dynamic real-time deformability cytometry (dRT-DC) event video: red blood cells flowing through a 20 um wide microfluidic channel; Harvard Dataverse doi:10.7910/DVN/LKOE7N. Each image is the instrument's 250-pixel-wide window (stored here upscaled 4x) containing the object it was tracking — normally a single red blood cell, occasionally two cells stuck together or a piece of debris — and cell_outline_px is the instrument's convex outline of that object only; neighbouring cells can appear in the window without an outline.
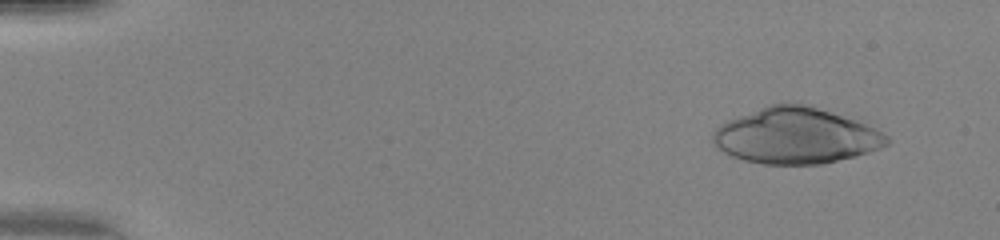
{"species": "human", "species_latin": "Homo sapiens", "temperature_condition": "warm", "stored_images_in_passage": 49, "camera_frame_rate_fps": 3000, "um_per_image_px": 0.085, "donor": {"sex": "female"}, "frame": {"image": 1, "passage_image": 4, "time_ms": 1.0, "image_size_px": [1000, 240], "cell_outline_px": [[892, 140], [888, 144], [880, 148], [856, 156], [824, 164], [764, 164], [744, 160], [732, 156], [716, 148], [712, 140], [712, 132], [720, 124], [728, 120], [768, 104], [784, 100], [796, 100], [856, 120], [888, 136]], "centroid_in_image_um": [67.62, 11.51], "position_along_channel_um": 17.4, "area_um2": 57.28}}
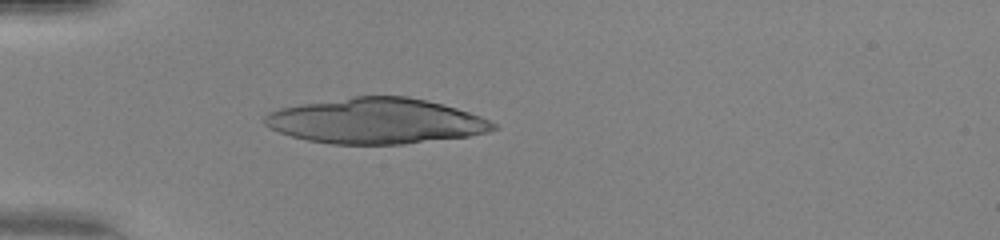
{"frame": {"image": 2, "passage_image": 15, "time_ms": 4.667, "image_size_px": [1000, 240], "cell_outline_px": [[500, 128], [488, 132], [468, 136], [404, 144], [332, 144], [308, 140], [292, 136], [280, 132], [264, 124], [264, 116], [268, 112], [280, 108], [300, 104], [356, 96], [408, 96], [456, 108], [480, 116], [496, 124]], "centroid_in_image_um": [31.97, 10.29], "position_along_channel_um": 53.0, "area_um2": 60.29}}